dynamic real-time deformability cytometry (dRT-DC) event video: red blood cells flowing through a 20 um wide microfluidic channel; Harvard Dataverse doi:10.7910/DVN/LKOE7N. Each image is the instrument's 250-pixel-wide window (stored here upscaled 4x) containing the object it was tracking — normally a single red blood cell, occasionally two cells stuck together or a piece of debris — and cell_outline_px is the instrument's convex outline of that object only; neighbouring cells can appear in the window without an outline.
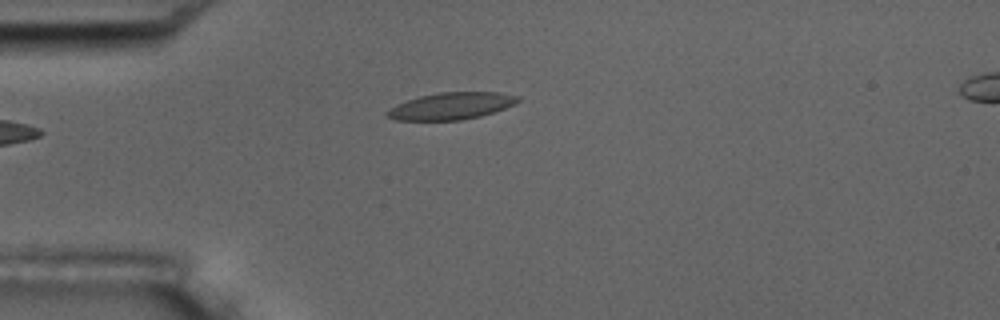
{"species": "common noctule bat (a hibernating species)", "species_latin": "Nyctalus noctula", "temperature_condition": "room temperature", "stored_images_in_passage": 5, "camera_frame_rate_fps": 3000, "um_per_image_px": 0.085, "animal": {"sex": "male", "body_mass_g": 17.5, "forearm_length_mm": 52.3}, "frame": {"image": 1, "passage_image": 5, "time_ms": 4.667, "image_size_px": [1000, 320], "cell_outline_px": [[520, 100], [516, 104], [480, 116], [460, 120], [396, 120], [388, 116], [384, 112], [396, 104], [420, 96], [440, 92], [500, 92], [520, 96]], "centroid_in_image_um": [38.37, 9.0], "position_along_channel_um": 46.6, "area_um2": 20.46}}